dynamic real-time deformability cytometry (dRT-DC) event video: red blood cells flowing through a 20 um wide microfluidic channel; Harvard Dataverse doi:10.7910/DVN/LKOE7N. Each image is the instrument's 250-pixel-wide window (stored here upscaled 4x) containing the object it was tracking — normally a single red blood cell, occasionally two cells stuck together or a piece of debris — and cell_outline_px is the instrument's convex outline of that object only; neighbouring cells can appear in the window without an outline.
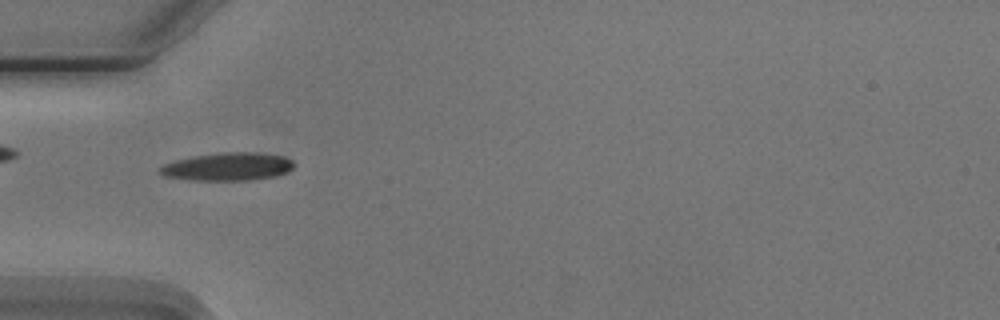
{"species": "Egyptian fruit bat (a non-hibernating species)", "species_latin": "Rousettus aegyptiacus", "temperature_condition": "cold", "stored_images_in_passage": 9, "camera_frame_rate_fps": 3000, "um_per_image_px": 0.085, "animal": {"sex": "male"}, "frame": {"image": 1, "passage_image": 4, "time_ms": 3.667, "image_size_px": [1000, 320], "cell_outline_px": [[296, 164], [288, 172], [276, 176], [252, 180], [188, 180], [164, 176], [156, 168], [164, 164], [176, 160], [196, 156], [224, 152], [256, 152], [284, 156], [292, 160]], "centroid_in_image_um": [19.38, 14.17], "position_along_channel_um": 65.6, "area_um2": 21.96}}
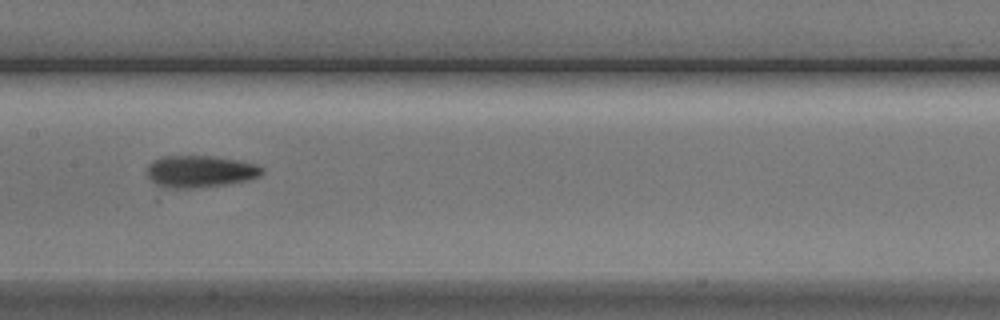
{"frame": {"image": 2, "passage_image": 7, "time_ms": 7.0, "image_size_px": [1000, 320], "cell_outline_px": [[264, 172], [260, 176], [248, 180], [224, 184], [192, 188], [164, 188], [156, 184], [148, 176], [148, 164], [152, 160], [160, 156], [212, 156], [236, 160], [256, 164], [264, 168]], "centroid_in_image_um": [17.0, 14.56], "position_along_channel_um": 190.4, "area_um2": 21.39}}
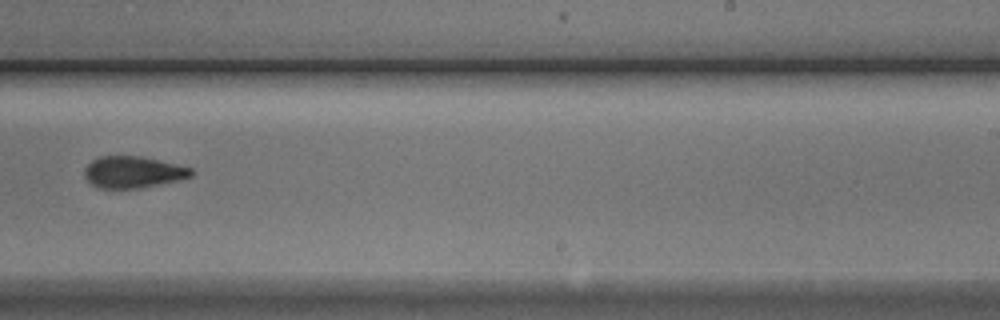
{"frame": {"image": 3, "passage_image": 9, "time_ms": 9.333, "image_size_px": [1000, 320], "cell_outline_px": [[196, 172], [192, 176], [180, 180], [140, 188], [96, 188], [84, 176], [84, 168], [92, 160], [100, 156], [140, 156], [176, 164], [192, 168]], "centroid_in_image_um": [11.32, 14.63], "position_along_channel_um": 277.7, "area_um2": 19.77}}